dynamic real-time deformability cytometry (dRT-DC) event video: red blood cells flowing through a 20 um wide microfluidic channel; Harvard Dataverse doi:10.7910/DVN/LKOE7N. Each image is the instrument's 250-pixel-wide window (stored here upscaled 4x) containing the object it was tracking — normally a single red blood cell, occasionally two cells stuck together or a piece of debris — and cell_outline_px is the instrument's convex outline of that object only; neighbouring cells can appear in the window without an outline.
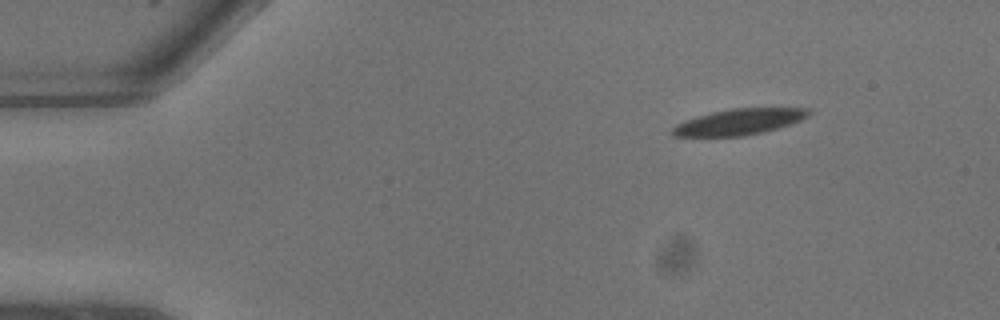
{"species": "common noctule bat (a hibernating species)", "species_latin": "Nyctalus noctula", "temperature_condition": "warm", "stored_images_in_passage": 9, "camera_frame_rate_fps": 3000, "um_per_image_px": 0.085, "animal": {"sex": "male", "body_mass_g": 13.3}, "frame": {"image": 1, "passage_image": 1, "time_ms": 0.0, "image_size_px": [1000, 320], "cell_outline_px": [[812, 112], [808, 116], [800, 120], [764, 132], [744, 136], [672, 136], [672, 128], [676, 124], [684, 120], [696, 116], [712, 112], [732, 108], [808, 108]], "centroid_in_image_um": [62.8, 10.35], "position_along_channel_um": 22.2, "area_um2": 20.52}}